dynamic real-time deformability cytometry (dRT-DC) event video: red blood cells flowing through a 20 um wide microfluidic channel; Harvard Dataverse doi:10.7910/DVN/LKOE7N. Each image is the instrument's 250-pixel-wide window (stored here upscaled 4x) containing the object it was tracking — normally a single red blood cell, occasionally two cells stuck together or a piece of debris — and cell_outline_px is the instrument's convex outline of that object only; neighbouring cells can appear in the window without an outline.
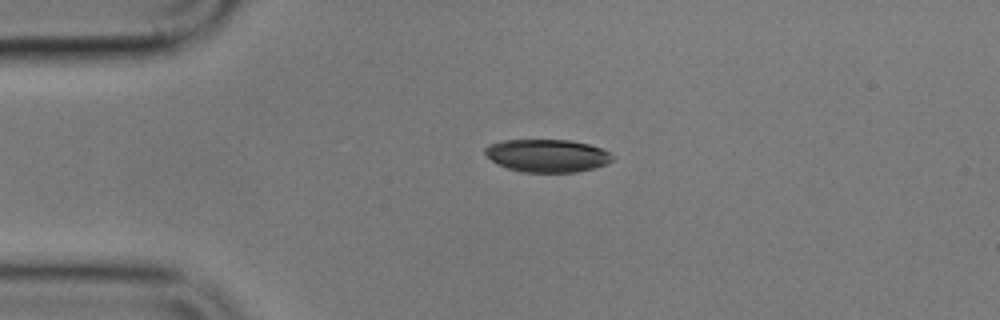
{"species": "common noctule bat (a hibernating species)", "species_latin": "Nyctalus noctula", "temperature_condition": "cold", "stored_images_in_passage": 3, "camera_frame_rate_fps": 3000, "um_per_image_px": 0.085, "animal": {"sex": "male", "body_mass_g": 17.9}, "frame": {"image": 1, "passage_image": 2, "time_ms": 1.333, "image_size_px": [1000, 320], "cell_outline_px": [[616, 156], [612, 160], [604, 164], [592, 168], [576, 172], [520, 172], [496, 164], [484, 152], [484, 148], [488, 144], [500, 140], [572, 140], [588, 144], [600, 148]], "centroid_in_image_um": [46.47, 13.22], "position_along_channel_um": 38.5, "area_um2": 24.39}}